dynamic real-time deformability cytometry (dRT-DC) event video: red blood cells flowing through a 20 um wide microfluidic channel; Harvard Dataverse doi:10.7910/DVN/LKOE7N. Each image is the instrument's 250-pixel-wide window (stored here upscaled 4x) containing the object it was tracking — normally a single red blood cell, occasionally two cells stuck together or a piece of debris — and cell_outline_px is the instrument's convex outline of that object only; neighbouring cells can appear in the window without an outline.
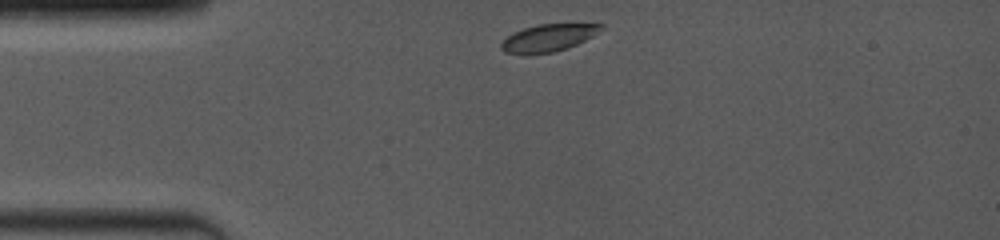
{"species": "common noctule bat (a hibernating species)", "species_latin": "Nyctalus noctula", "temperature_condition": "room temperature", "stored_images_in_passage": 37, "camera_frame_rate_fps": 4000, "um_per_image_px": 0.085, "animal": {"sex": "female", "body_mass_g": 19.0, "forearm_length_mm": 53.3}, "frame": {"image": 1, "passage_image": 1, "time_ms": 0.0, "image_size_px": [1000, 240], "cell_outline_px": [[604, 28], [600, 32], [568, 48], [552, 52], [528, 56], [504, 52], [500, 48], [500, 44], [512, 32], [536, 24], [604, 24]], "centroid_in_image_um": [46.56, 3.24], "position_along_channel_um": 38.4, "area_um2": 16.13}}
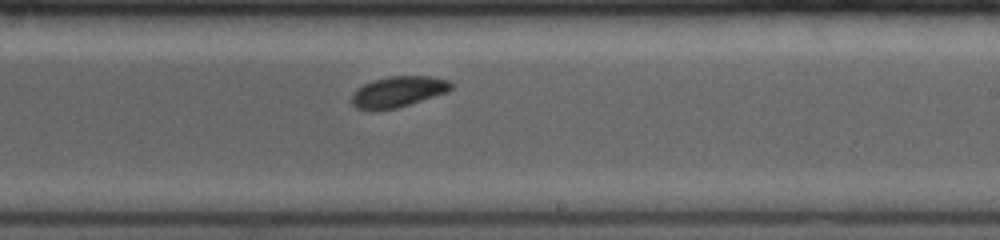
{"frame": {"image": 2, "passage_image": 22, "time_ms": 6.25, "image_size_px": [1000, 240], "cell_outline_px": [[452, 88], [448, 92], [396, 108], [376, 112], [372, 112], [356, 108], [352, 104], [352, 96], [356, 88], [372, 80], [388, 76], [432, 76], [448, 80], [452, 84]], "centroid_in_image_um": [33.8, 7.81], "position_along_channel_um": 255.2, "area_um2": 18.15}}
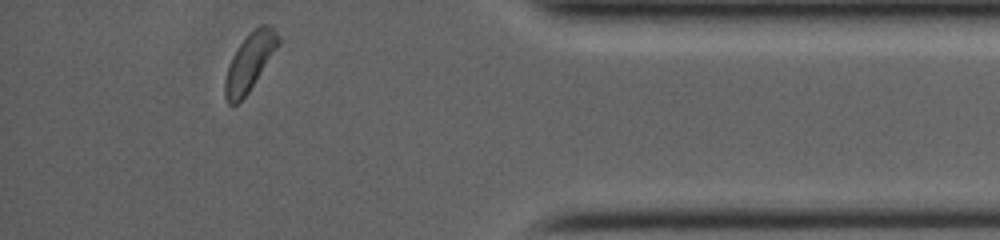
{"frame": {"image": 3, "passage_image": 37, "time_ms": 10.75, "image_size_px": [1000, 240], "cell_outline_px": [[280, 44], [248, 92], [236, 104], [228, 104], [224, 96], [224, 80], [228, 64], [236, 48], [260, 24], [268, 24], [276, 28], [280, 36]], "centroid_in_image_um": [21.23, 5.25], "position_along_channel_um": 414.0, "area_um2": 17.74}, "authors_computed_cell_mechanics": {"area_um2": 17.918, "velocity_mm_per_s": 3.9899, "shape_relaxation_time_tau1_ms": 1.8573, "shape_relaxation_time_tau2_ms": null, "deformation_change_tau1": 0.0595, "deformation_change_tau2": null}}